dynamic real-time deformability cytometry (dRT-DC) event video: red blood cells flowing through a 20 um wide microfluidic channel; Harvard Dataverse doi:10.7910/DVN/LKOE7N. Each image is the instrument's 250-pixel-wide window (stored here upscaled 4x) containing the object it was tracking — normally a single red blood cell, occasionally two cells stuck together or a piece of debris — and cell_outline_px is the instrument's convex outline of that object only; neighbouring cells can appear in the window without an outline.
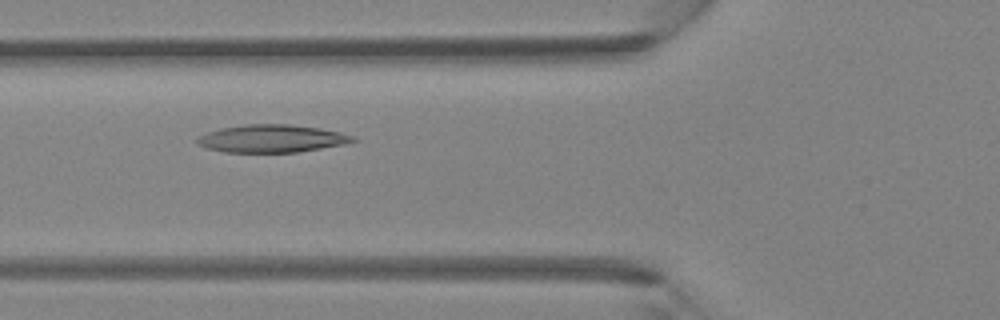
{"species": "Egyptian fruit bat (a non-hibernating species)", "species_latin": "Rousettus aegyptiacus", "temperature_condition": "room temperature", "stored_images_in_passage": 2, "camera_frame_rate_fps": 3000, "um_per_image_px": 0.085, "animal": {"sex": "female"}, "frame": {"image": 1, "passage_image": 2, "time_ms": 0.333, "image_size_px": [1000, 320], "cell_outline_px": [[356, 140], [344, 144], [296, 152], [224, 152], [208, 148], [196, 144], [196, 140], [200, 136], [208, 132], [220, 128], [244, 124], [288, 124], [320, 128], [340, 132], [352, 136]], "centroid_in_image_um": [23.06, 11.77], "position_along_channel_um": 102.7, "area_um2": 24.91}}